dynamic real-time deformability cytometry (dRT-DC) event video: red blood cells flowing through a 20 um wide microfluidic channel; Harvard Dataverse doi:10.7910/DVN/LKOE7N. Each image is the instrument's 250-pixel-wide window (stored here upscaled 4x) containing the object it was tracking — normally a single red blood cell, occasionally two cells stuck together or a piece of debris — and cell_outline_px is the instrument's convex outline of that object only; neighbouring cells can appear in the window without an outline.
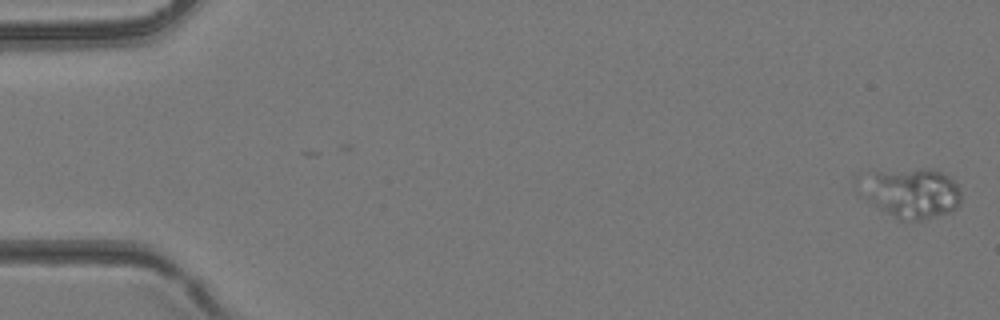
{"species": "common noctule bat (a hibernating species)", "species_latin": "Nyctalus noctula", "temperature_condition": "room temperature", "stored_images_in_passage": 5, "camera_frame_rate_fps": 3000, "um_per_image_px": 0.085, "animal": {"sex": "female", "body_mass_g": 24.6, "forearm_length_mm": 56.2}, "frame": {"image": 1, "passage_image": 1, "time_ms": 0.0, "image_size_px": [1000, 320], "cell_outline_px": [[960, 204], [956, 208], [948, 212], [924, 220], [896, 220], [860, 196], [852, 180], [856, 172], [920, 168], [932, 168], [948, 176], [956, 184], [960, 192]], "centroid_in_image_um": [77.25, 16.36], "position_along_channel_um": 7.8, "area_um2": 31.04}}
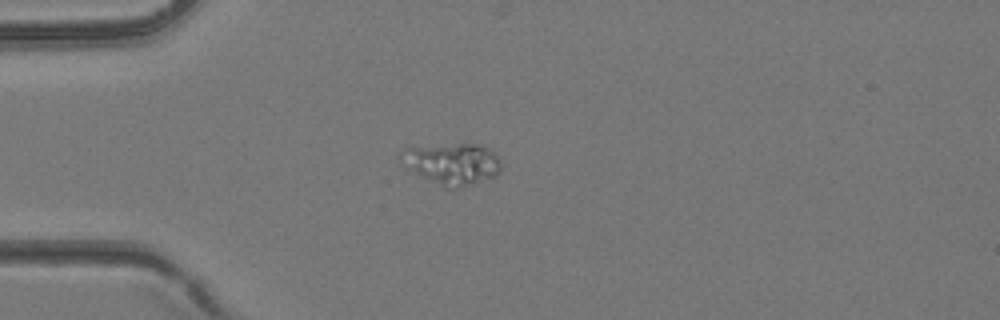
{"frame": {"image": 2, "passage_image": 4, "time_ms": 1.0, "image_size_px": [1000, 320], "cell_outline_px": [[500, 168], [496, 176], [456, 188], [444, 188], [404, 168], [400, 160], [400, 152], [404, 148], [456, 144], [484, 144], [500, 160]], "centroid_in_image_um": [38.38, 13.92], "position_along_channel_um": 46.6, "area_um2": 24.16}}